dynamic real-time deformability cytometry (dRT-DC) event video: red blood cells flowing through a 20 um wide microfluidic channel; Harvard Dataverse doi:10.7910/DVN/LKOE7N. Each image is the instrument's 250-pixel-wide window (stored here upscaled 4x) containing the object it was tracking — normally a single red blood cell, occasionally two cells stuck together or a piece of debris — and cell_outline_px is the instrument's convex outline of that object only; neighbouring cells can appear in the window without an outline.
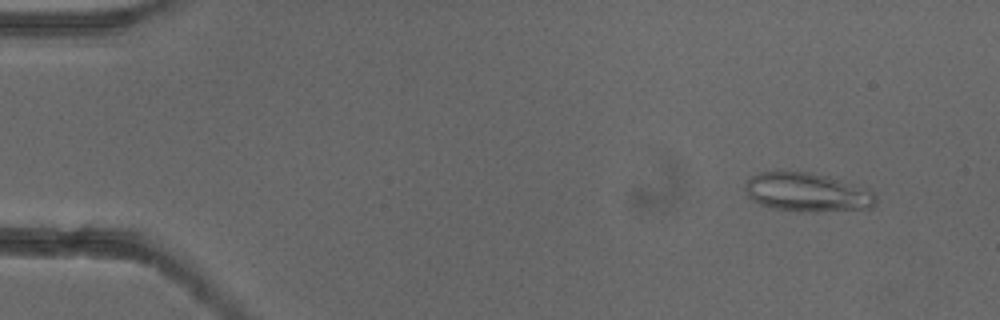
{"species": "common noctule bat (a hibernating species)", "species_latin": "Nyctalus noctula", "temperature_condition": "cold", "stored_images_in_passage": 10, "camera_frame_rate_fps": 3000, "um_per_image_px": 0.085, "animal": {"sex": "female"}, "frame": {"image": 1, "passage_image": 4, "time_ms": 1.0, "image_size_px": [1000, 320], "cell_outline_px": [[876, 204], [872, 208], [816, 212], [796, 212], [772, 208], [760, 204], [752, 200], [748, 196], [744, 188], [744, 184], [752, 176], [760, 172], [812, 172], [828, 176], [868, 188], [876, 196]], "centroid_in_image_um": [68.62, 16.36], "position_along_channel_um": 16.4, "area_um2": 29.88}}